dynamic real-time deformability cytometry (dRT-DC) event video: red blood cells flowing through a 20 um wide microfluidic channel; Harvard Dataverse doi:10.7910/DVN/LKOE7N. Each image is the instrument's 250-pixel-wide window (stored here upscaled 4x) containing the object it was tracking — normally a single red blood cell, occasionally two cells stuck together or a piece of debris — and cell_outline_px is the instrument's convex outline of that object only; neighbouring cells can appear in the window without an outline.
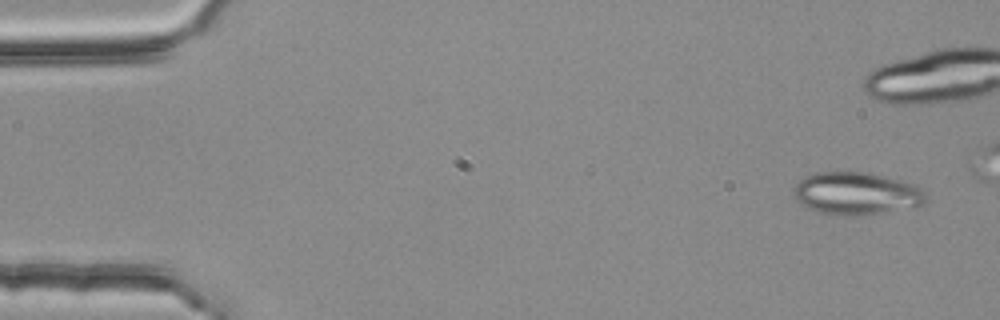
{"species": "common noctule bat (a hibernating species)", "species_latin": "Nyctalus noctula", "temperature_condition": "room temperature", "stored_images_in_passage": 5, "camera_frame_rate_fps": 3000, "um_per_image_px": 0.085, "animal": {"sex": "female", "body_mass_g": 25.1}, "frame": {"image": 1, "passage_image": 1, "time_ms": 0.0, "image_size_px": [1000, 320], "cell_outline_px": [[928, 200], [924, 204], [876, 212], [844, 216], [820, 212], [796, 200], [796, 184], [804, 176], [816, 172], [864, 172], [884, 176], [916, 184], [924, 192]], "centroid_in_image_um": [72.81, 16.41], "position_along_channel_um": 12.2, "area_um2": 31.85}}